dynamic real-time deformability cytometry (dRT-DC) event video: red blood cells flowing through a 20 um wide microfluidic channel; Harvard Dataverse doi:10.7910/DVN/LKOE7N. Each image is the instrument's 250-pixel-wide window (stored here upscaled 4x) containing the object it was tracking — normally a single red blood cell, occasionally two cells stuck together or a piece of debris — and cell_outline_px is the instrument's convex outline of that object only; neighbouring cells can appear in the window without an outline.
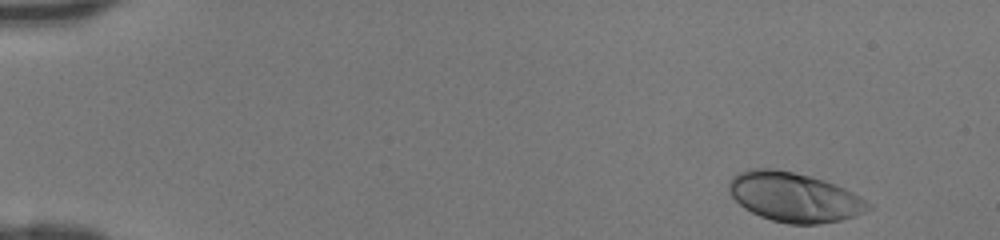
{"species": "human", "species_latin": "Homo sapiens", "temperature_condition": "room temperature", "stored_images_in_passage": 43, "camera_frame_rate_fps": 3000, "um_per_image_px": 0.085, "donor": {"sex": "female"}, "frame": {"image": 1, "passage_image": 1, "time_ms": 0.0, "image_size_px": [1000, 240], "cell_outline_px": [[872, 208], [856, 216], [840, 220], [816, 224], [788, 224], [772, 220], [760, 216], [744, 208], [728, 192], [728, 184], [732, 176], [736, 172], [752, 168], [776, 168], [824, 180], [836, 184], [852, 192], [872, 204]], "centroid_in_image_um": [67.49, 16.75], "position_along_channel_um": 17.5, "area_um2": 40.23}}
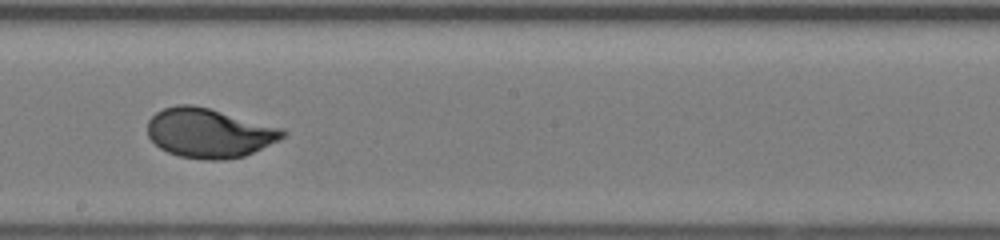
{"frame": {"image": 2, "passage_image": 24, "time_ms": 7.667, "image_size_px": [1000, 240], "cell_outline_px": [[288, 132], [284, 136], [244, 156], [224, 160], [204, 160], [180, 156], [168, 152], [160, 148], [148, 136], [148, 120], [156, 112], [164, 108], [176, 104], [192, 104], [208, 108], [284, 128]], "centroid_in_image_um": [17.75, 11.3], "position_along_channel_um": 230.4, "area_um2": 38.67}}
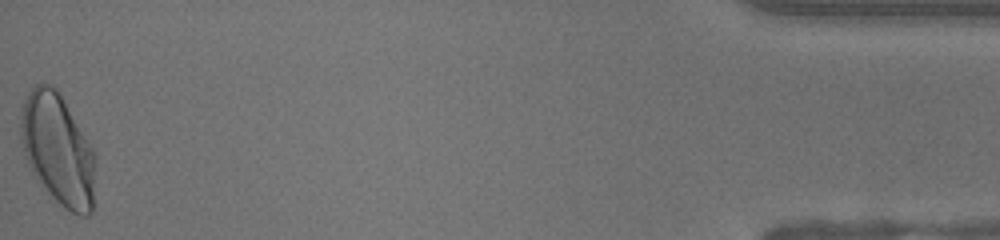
{"frame": {"image": 3, "passage_image": 43, "time_ms": 14.0, "image_size_px": [1000, 240], "cell_outline_px": [[96, 160], [92, 212], [88, 216], [80, 216], [48, 200], [36, 180], [24, 156], [20, 140], [20, 120], [24, 100], [28, 92], [36, 84], [52, 84], [56, 88], [92, 148], [96, 156]], "centroid_in_image_um": [4.89, 12.79], "position_along_channel_um": 430.3, "area_um2": 49.13}}